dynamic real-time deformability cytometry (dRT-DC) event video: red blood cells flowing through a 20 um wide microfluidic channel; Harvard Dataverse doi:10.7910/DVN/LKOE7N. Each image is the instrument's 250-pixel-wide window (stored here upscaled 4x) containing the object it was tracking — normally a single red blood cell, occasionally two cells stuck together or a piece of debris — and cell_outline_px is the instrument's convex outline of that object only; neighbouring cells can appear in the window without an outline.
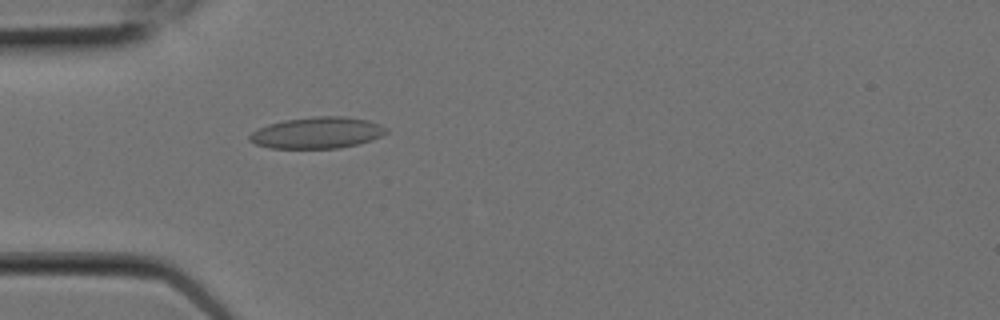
{"species": "Egyptian fruit bat (a non-hibernating species)", "species_latin": "Rousettus aegyptiacus", "temperature_condition": "room temperature", "stored_images_in_passage": 5, "camera_frame_rate_fps": 3000, "um_per_image_px": 0.085, "animal": {"sex": "female"}, "frame": {"image": 1, "passage_image": 5, "time_ms": 1.333, "image_size_px": [1000, 320], "cell_outline_px": [[388, 132], [372, 140], [340, 148], [268, 148], [256, 144], [248, 140], [248, 136], [252, 132], [268, 124], [284, 120], [312, 116], [344, 116], [368, 120], [380, 124], [388, 128]], "centroid_in_image_um": [26.96, 11.28], "position_along_channel_um": 58.0, "area_um2": 25.09}}